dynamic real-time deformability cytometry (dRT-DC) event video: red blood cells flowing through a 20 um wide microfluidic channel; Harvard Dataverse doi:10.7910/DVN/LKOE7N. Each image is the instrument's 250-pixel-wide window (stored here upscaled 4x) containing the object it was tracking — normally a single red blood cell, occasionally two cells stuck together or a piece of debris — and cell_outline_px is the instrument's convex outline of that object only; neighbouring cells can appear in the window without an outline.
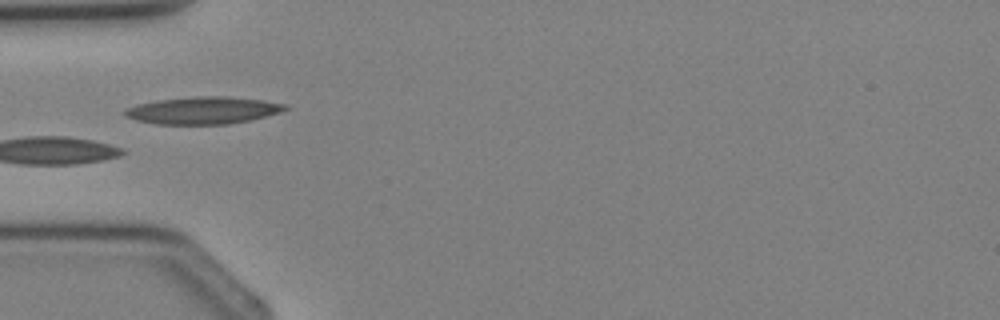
{"species": "Egyptian fruit bat (a non-hibernating species)", "species_latin": "Rousettus aegyptiacus", "temperature_condition": "cold", "stored_images_in_passage": 3, "camera_frame_rate_fps": 3000, "um_per_image_px": 0.085, "animal": {"sex": "female"}, "frame": {"image": 1, "passage_image": 3, "time_ms": 2.333, "image_size_px": [1000, 320], "cell_outline_px": [[288, 108], [280, 112], [248, 120], [228, 124], [156, 124], [136, 120], [124, 116], [124, 108], [136, 104], [156, 100], [192, 96], [224, 96], [264, 100], [288, 104]], "centroid_in_image_um": [17.22, 9.37], "position_along_channel_um": 67.8, "area_um2": 25.55}}